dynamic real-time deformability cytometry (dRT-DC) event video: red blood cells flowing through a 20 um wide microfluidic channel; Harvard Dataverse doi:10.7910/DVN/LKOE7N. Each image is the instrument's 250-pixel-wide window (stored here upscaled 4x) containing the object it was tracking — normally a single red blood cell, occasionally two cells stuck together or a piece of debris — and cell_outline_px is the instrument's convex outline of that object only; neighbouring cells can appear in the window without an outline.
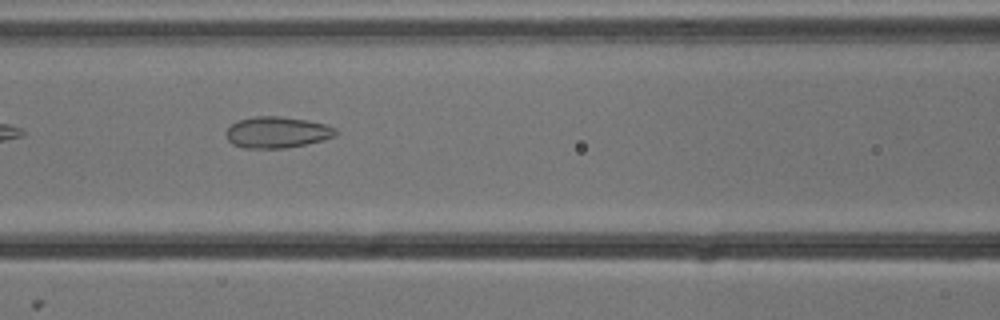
{"species": "common noctule bat (a hibernating species)", "species_latin": "Nyctalus noctula", "temperature_condition": "cold", "stored_images_in_passage": 7, "camera_frame_rate_fps": 3000, "um_per_image_px": 0.085, "animal": {"sex": "male", "body_mass_g": 13.3}, "frame": {"image": 1, "passage_image": 5, "time_ms": 1.333, "image_size_px": [1000, 320], "cell_outline_px": [[340, 132], [336, 136], [324, 140], [284, 148], [244, 148], [232, 144], [228, 140], [224, 132], [232, 124], [240, 120], [256, 116], [280, 116], [308, 120], [324, 124], [336, 128]], "centroid_in_image_um": [23.57, 11.25], "position_along_channel_um": 143.0, "area_um2": 20.06}}
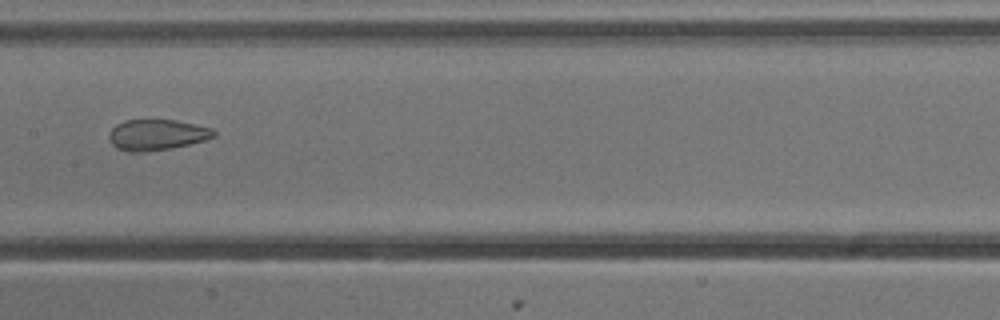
{"frame": {"image": 2, "passage_image": 6, "time_ms": 1.667, "image_size_px": [1000, 320], "cell_outline_px": [[216, 136], [204, 140], [172, 148], [144, 152], [128, 152], [116, 148], [112, 144], [108, 136], [108, 132], [116, 124], [124, 120], [176, 120], [212, 128], [216, 132]], "centroid_in_image_um": [13.3, 11.46], "position_along_channel_um": 194.1, "area_um2": 18.9}}
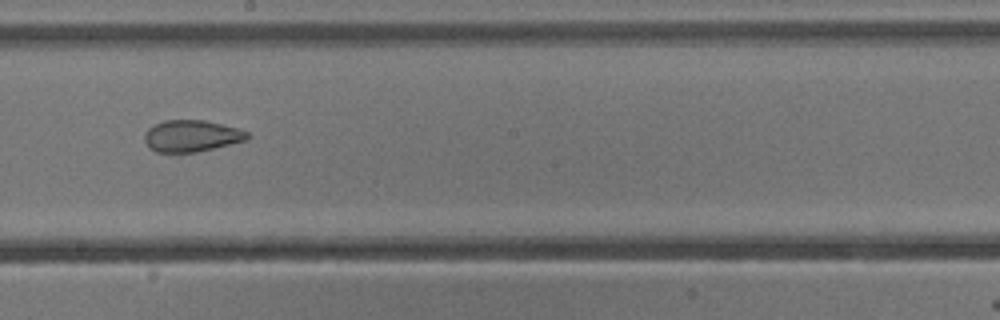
{"frame": {"image": 3, "passage_image": 7, "time_ms": 2.0, "image_size_px": [1000, 320], "cell_outline_px": [[252, 136], [248, 140], [180, 156], [156, 152], [148, 148], [144, 140], [144, 132], [148, 128], [164, 120], [204, 120], [236, 128], [248, 132]], "centroid_in_image_um": [16.23, 11.61], "position_along_channel_um": 232.0, "area_um2": 19.65}}